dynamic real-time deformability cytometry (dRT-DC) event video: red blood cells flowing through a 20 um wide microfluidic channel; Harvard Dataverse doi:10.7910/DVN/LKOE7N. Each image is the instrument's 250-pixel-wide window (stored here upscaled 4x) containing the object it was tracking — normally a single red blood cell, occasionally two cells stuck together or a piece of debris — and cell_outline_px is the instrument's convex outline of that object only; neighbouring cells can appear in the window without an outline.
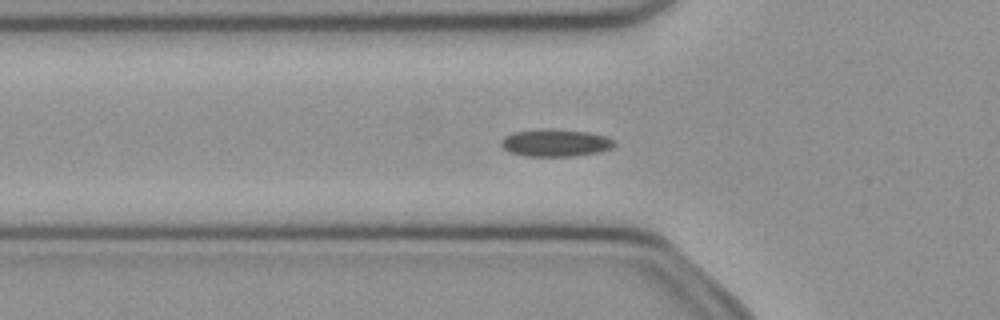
{"species": "common noctule bat (a hibernating species)", "species_latin": "Nyctalus noctula", "temperature_condition": "cold", "stored_images_in_passage": 43, "camera_frame_rate_fps": 3000, "um_per_image_px": 0.085, "animal": {"sex": "female", "body_mass_g": 21.9}, "frame": {"image": 1, "passage_image": 9, "time_ms": 2.667, "image_size_px": [1000, 320], "cell_outline_px": [[616, 144], [612, 148], [600, 152], [572, 156], [524, 156], [508, 152], [500, 144], [500, 140], [504, 136], [512, 132], [544, 128], [552, 128], [588, 132], [608, 136], [616, 140]], "centroid_in_image_um": [47.22, 12.13], "position_along_channel_um": 78.6, "area_um2": 18.5}}
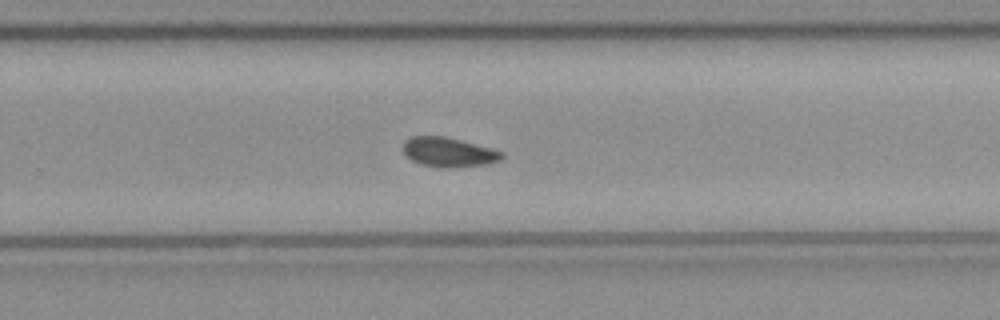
{"frame": {"image": 2, "passage_image": 25, "time_ms": 8.0, "image_size_px": [1000, 320], "cell_outline_px": [[504, 156], [500, 160], [488, 164], [448, 168], [444, 168], [420, 164], [412, 160], [404, 152], [404, 140], [412, 136], [444, 136], [492, 148], [504, 152]], "centroid_in_image_um": [38.16, 12.93], "position_along_channel_um": 291.6, "area_um2": 16.94}}
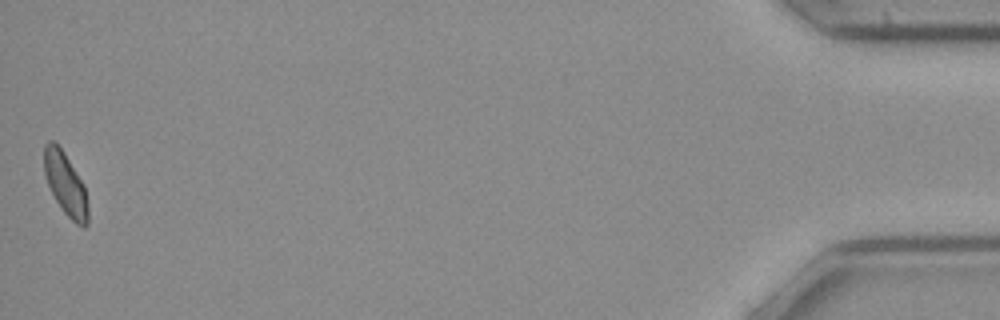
{"frame": {"image": 3, "passage_image": 43, "time_ms": 14.0, "image_size_px": [1000, 320], "cell_outline_px": [[88, 224], [84, 228], [76, 224], [64, 212], [56, 200], [48, 184], [44, 172], [44, 144], [48, 140], [56, 140], [64, 152], [84, 184], [88, 208]], "centroid_in_image_um": [5.57, 15.61], "position_along_channel_um": 429.6, "area_um2": 16.07}, "authors_computed_cell_mechanics": {"area_um2": 16.9354, "velocity_mm_per_s": 3.9772, "shape_relaxation_time_tau1_ms": 11.2963, "shape_relaxation_time_tau2_ms": null, "deformation_change_tau1": 0.1604, "deformation_change_tau2": null}}